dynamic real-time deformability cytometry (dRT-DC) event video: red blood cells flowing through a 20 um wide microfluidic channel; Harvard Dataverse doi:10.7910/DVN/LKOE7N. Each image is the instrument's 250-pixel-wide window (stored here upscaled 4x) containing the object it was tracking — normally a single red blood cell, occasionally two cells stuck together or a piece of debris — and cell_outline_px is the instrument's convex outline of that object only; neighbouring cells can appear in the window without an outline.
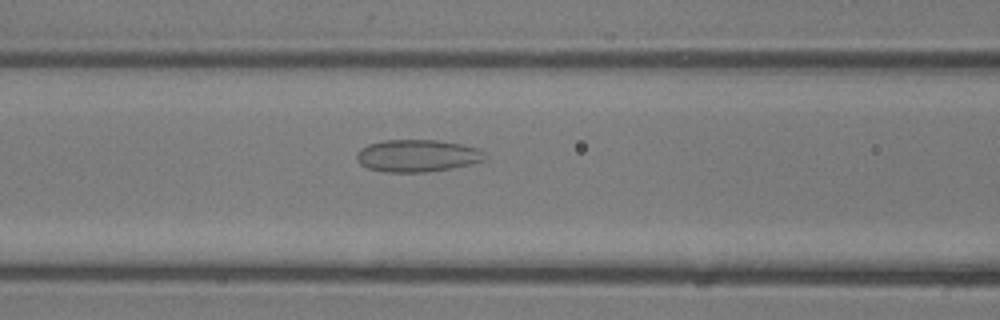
{"species": "common noctule bat (a hibernating species)", "species_latin": "Nyctalus noctula", "temperature_condition": "room temperature", "stored_images_in_passage": 38, "camera_frame_rate_fps": 3000, "um_per_image_px": 0.085, "animal": {"sex": "male", "body_mass_g": 13.3}, "frame": {"image": 1, "passage_image": 16, "time_ms": 5.0, "image_size_px": [1000, 320], "cell_outline_px": [[488, 156], [484, 160], [452, 168], [424, 172], [384, 172], [368, 168], [360, 164], [356, 160], [356, 156], [360, 148], [368, 144], [380, 140], [436, 140], [460, 144], [480, 148]], "centroid_in_image_um": [35.45, 13.23], "position_along_channel_um": 131.1, "area_um2": 24.22}}
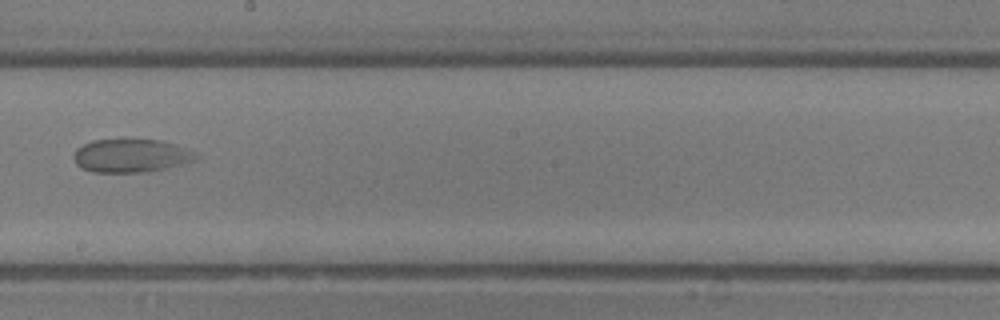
{"frame": {"image": 2, "passage_image": 22, "time_ms": 7.0, "image_size_px": [1000, 320], "cell_outline_px": [[200, 156], [196, 160], [164, 168], [140, 172], [92, 172], [76, 164], [72, 156], [76, 148], [92, 140], [124, 136], [160, 140], [176, 144], [196, 152]], "centroid_in_image_um": [11.12, 13.17], "position_along_channel_um": 237.1, "area_um2": 24.57}}
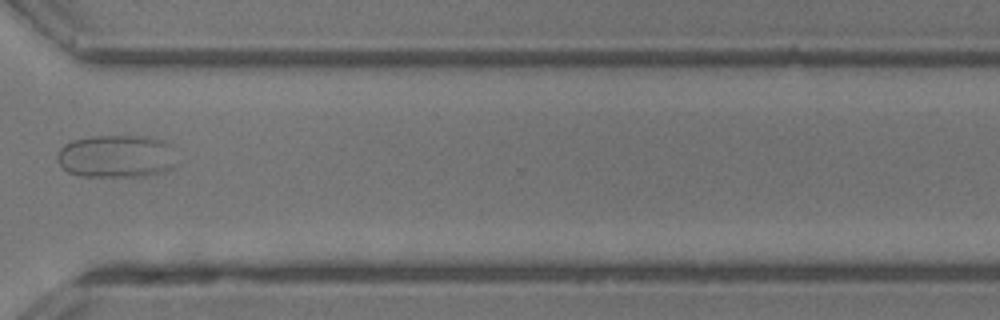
{"frame": {"image": 3, "passage_image": 29, "time_ms": 9.333, "image_size_px": [1000, 320], "cell_outline_px": [[172, 168], [164, 172], [144, 176], [80, 176], [68, 172], [56, 160], [56, 156], [60, 148], [64, 144], [72, 140], [92, 136], [156, 136], [164, 140], [168, 144], [172, 164]], "centroid_in_image_um": [9.82, 13.27], "position_along_channel_um": 360.8, "area_um2": 29.65}}